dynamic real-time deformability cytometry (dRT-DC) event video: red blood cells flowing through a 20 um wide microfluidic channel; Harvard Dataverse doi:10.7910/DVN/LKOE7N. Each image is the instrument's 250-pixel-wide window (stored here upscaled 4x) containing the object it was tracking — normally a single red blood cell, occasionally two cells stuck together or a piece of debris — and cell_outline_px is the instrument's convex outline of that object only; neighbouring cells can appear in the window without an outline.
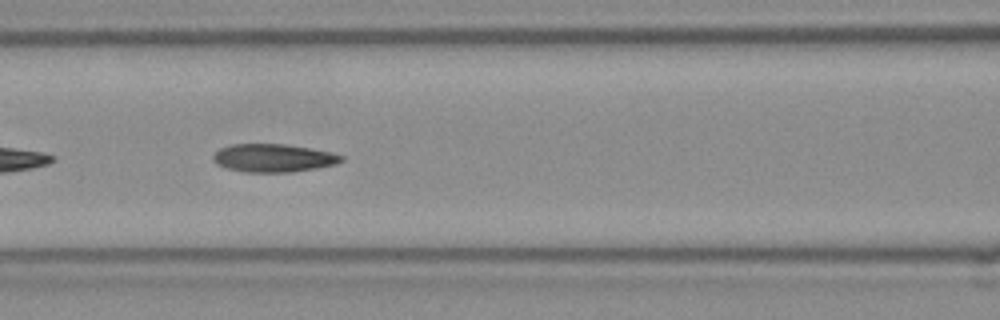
{"species": "Egyptian fruit bat (a non-hibernating species)", "species_latin": "Rousettus aegyptiacus", "temperature_condition": "room temperature", "stored_images_in_passage": 18, "camera_frame_rate_fps": 3000, "um_per_image_px": 0.085, "frame": {"image": 1, "passage_image": 8, "time_ms": 2.333, "image_size_px": [1000, 320], "cell_outline_px": [[344, 160], [336, 164], [316, 168], [292, 172], [244, 172], [228, 168], [216, 164], [212, 160], [212, 156], [220, 148], [232, 144], [284, 144], [332, 152], [344, 156]], "centroid_in_image_um": [23.24, 13.43], "position_along_channel_um": 143.4, "area_um2": 20.98}}
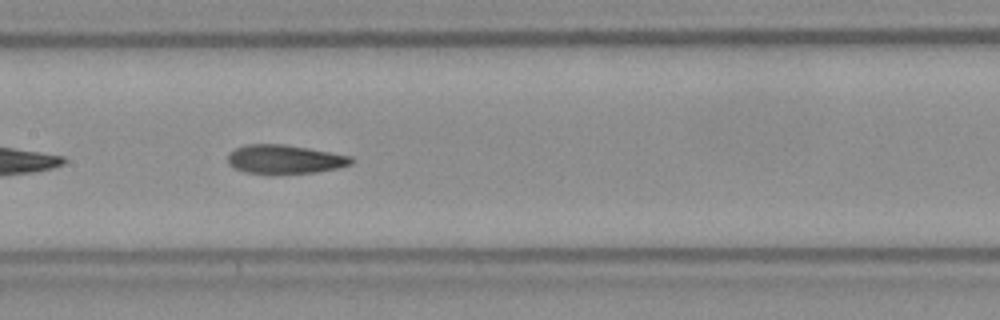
{"frame": {"image": 2, "passage_image": 11, "time_ms": 3.333, "image_size_px": [1000, 320], "cell_outline_px": [[356, 160], [352, 164], [340, 168], [316, 172], [268, 176], [244, 172], [228, 164], [228, 156], [236, 148], [248, 144], [284, 144], [308, 148], [352, 156]], "centroid_in_image_um": [24.24, 13.58], "position_along_channel_um": 183.2, "area_um2": 21.39}}